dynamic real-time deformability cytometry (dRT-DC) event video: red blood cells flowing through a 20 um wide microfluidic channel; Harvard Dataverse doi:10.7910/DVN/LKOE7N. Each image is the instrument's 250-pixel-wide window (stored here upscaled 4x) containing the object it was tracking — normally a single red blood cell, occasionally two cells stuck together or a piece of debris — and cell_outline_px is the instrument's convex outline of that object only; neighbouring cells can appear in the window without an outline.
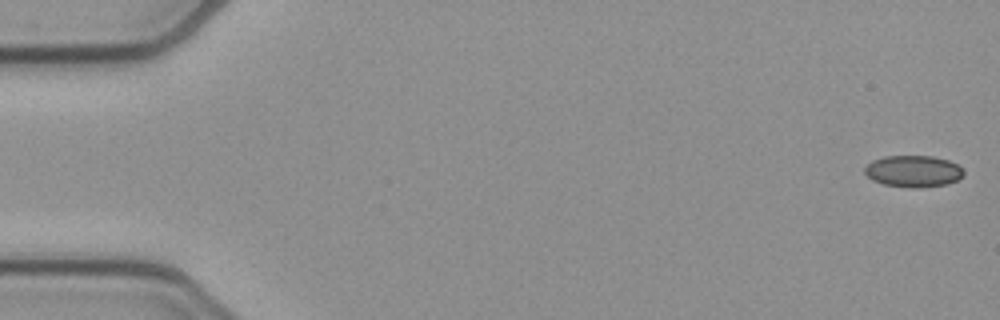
{"species": "common noctule bat (a hibernating species)", "species_latin": "Nyctalus noctula", "temperature_condition": "cold", "stored_images_in_passage": 52, "camera_frame_rate_fps": 3000, "um_per_image_px": 0.085, "animal": {"sex": "female", "body_mass_g": 21.9}, "frame": {"image": 1, "passage_image": 1, "time_ms": 0.0, "image_size_px": [1000, 320], "cell_outline_px": [[964, 176], [948, 184], [916, 188], [912, 188], [884, 184], [872, 180], [864, 172], [864, 168], [872, 160], [884, 156], [932, 156], [948, 160], [964, 168]], "centroid_in_image_um": [77.64, 14.55], "position_along_channel_um": 7.4, "area_um2": 18.32}}
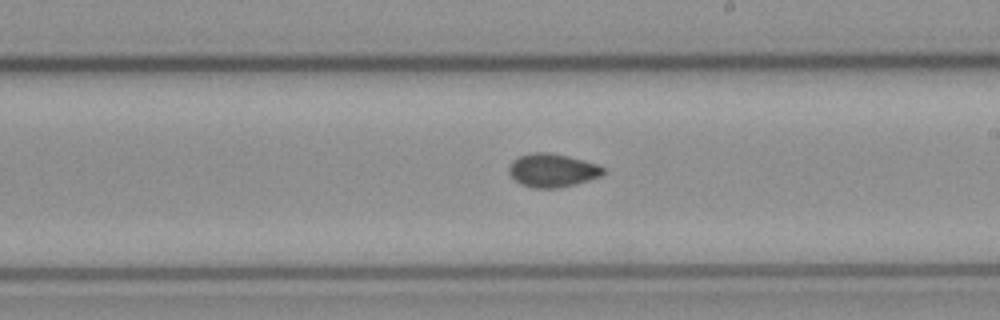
{"frame": {"image": 2, "passage_image": 30, "time_ms": 9.667, "image_size_px": [1000, 320], "cell_outline_px": [[604, 172], [600, 176], [576, 184], [556, 188], [532, 188], [520, 184], [508, 172], [508, 168], [512, 160], [520, 156], [532, 152], [552, 152], [568, 156], [596, 164], [604, 168]], "centroid_in_image_um": [46.92, 14.47], "position_along_channel_um": 242.1, "area_um2": 18.32}}
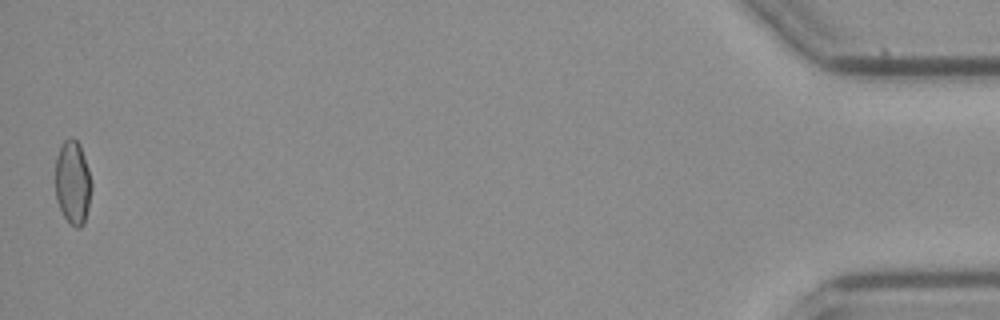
{"frame": {"image": 3, "passage_image": 52, "time_ms": 17.0, "image_size_px": [1000, 320], "cell_outline_px": [[92, 188], [88, 208], [84, 224], [80, 228], [76, 228], [64, 216], [56, 200], [56, 156], [64, 140], [72, 136], [80, 144], [88, 168], [92, 184]], "centroid_in_image_um": [6.2, 15.5], "position_along_channel_um": 429.0, "area_um2": 17.63}, "authors_computed_cell_mechanics": {"area_um2": 18.0625, "velocity_mm_per_s": 3.9062, "shape_relaxation_time_tau1_ms": null, "shape_relaxation_time_tau2_ms": 3.499, "deformation_change_tau1": null, "deformation_change_tau2": 0.0531}}